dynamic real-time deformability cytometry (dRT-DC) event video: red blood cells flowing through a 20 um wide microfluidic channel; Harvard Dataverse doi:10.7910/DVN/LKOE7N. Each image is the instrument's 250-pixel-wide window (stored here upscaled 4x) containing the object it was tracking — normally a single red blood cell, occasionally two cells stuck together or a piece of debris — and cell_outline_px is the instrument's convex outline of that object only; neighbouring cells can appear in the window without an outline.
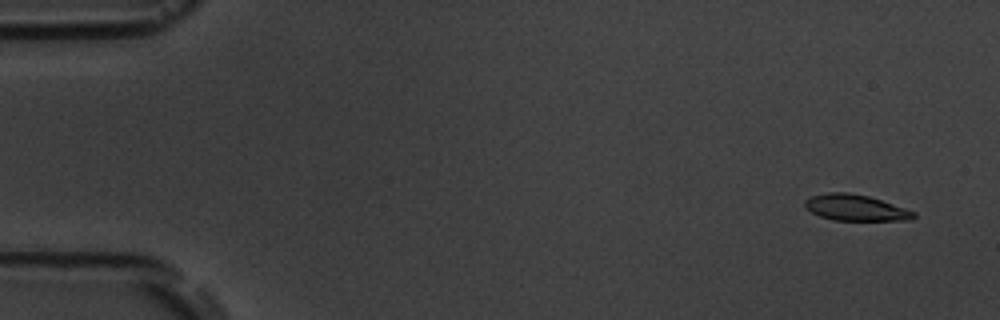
{"species": "common noctule bat (a hibernating species)", "species_latin": "Nyctalus noctula", "temperature_condition": "room temperature", "stored_images_in_passage": 6, "segment_of_instrument_passage": [1, 2], "camera_frame_rate_fps": 3000, "um_per_image_px": 0.085, "animal": {"sex": "male", "body_mass_g": 19.5, "forearm_length_mm": 54.6}, "frame": {"image": 1, "passage_image": 1, "time_ms": 0.0, "image_size_px": [1000, 320], "cell_outline_px": [[916, 216], [912, 220], [832, 220], [820, 216], [812, 212], [804, 204], [804, 200], [812, 196], [828, 192], [848, 192], [868, 196], [916, 212]], "centroid_in_image_um": [72.72, 17.65], "position_along_channel_um": 12.3, "area_um2": 16.36}}